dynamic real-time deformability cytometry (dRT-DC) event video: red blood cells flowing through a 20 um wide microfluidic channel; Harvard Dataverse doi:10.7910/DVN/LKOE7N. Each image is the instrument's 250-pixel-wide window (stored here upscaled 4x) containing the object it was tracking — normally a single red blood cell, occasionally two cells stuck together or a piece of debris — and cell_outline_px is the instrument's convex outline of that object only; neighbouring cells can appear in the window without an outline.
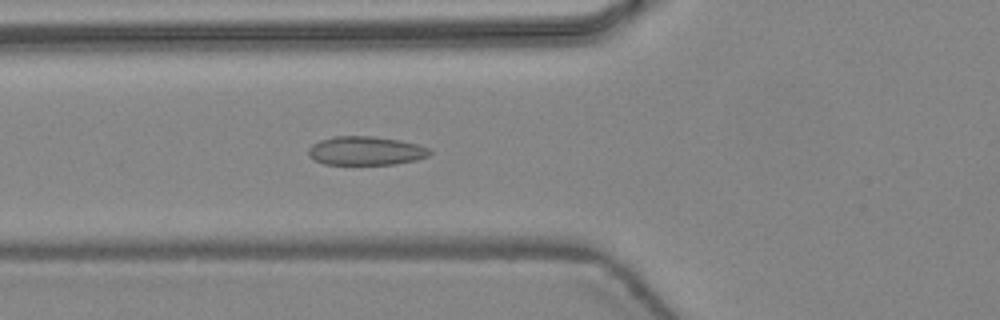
{"species": "common noctule bat (a hibernating species)", "species_latin": "Nyctalus noctula", "temperature_condition": "warm", "stored_images_in_passage": 48, "camera_frame_rate_fps": 3000, "um_per_image_px": 0.085, "animal": {"sex": "female", "body_mass_g": 24.6, "forearm_length_mm": 56.2}, "frame": {"image": 1, "passage_image": 18, "time_ms": 5.667, "image_size_px": [1000, 320], "cell_outline_px": [[432, 152], [428, 156], [416, 160], [396, 164], [324, 164], [312, 160], [308, 156], [308, 148], [312, 144], [320, 140], [332, 136], [372, 136], [400, 140], [416, 144], [428, 148]], "centroid_in_image_um": [31.05, 12.82], "position_along_channel_um": 94.8, "area_um2": 20.46}}
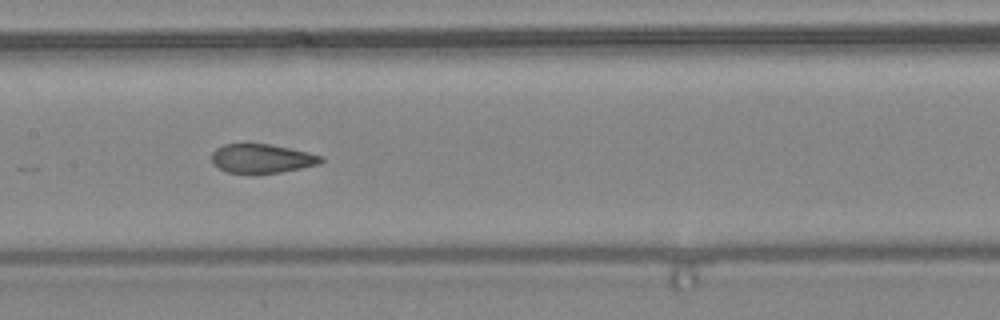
{"frame": {"image": 2, "passage_image": 24, "time_ms": 7.667, "image_size_px": [1000, 320], "cell_outline_px": [[324, 160], [320, 164], [280, 172], [224, 172], [212, 164], [212, 152], [216, 148], [224, 144], [268, 144], [308, 152], [324, 156]], "centroid_in_image_um": [22.25, 13.46], "position_along_channel_um": 185.2, "area_um2": 18.26}}
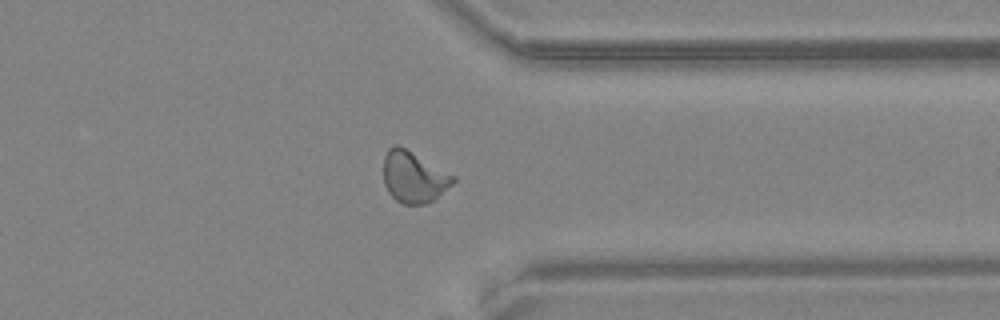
{"frame": {"image": 3, "passage_image": 37, "time_ms": 12.0, "image_size_px": [1000, 320], "cell_outline_px": [[456, 180], [452, 184], [432, 200], [424, 204], [404, 204], [396, 200], [388, 192], [384, 184], [384, 156], [388, 148], [396, 144], [404, 148], [456, 176]], "centroid_in_image_um": [35.15, 15.05], "position_along_channel_um": 376.3, "area_um2": 20.46}, "authors_computed_cell_mechanics": {"area_um2": 20.4901, "velocity_mm_per_s": 4.4846, "shape_relaxation_time_tau1_ms": null, "shape_relaxation_time_tau2_ms": 0.7562, "deformation_change_tau1": null, "deformation_change_tau2": 0.0558}}